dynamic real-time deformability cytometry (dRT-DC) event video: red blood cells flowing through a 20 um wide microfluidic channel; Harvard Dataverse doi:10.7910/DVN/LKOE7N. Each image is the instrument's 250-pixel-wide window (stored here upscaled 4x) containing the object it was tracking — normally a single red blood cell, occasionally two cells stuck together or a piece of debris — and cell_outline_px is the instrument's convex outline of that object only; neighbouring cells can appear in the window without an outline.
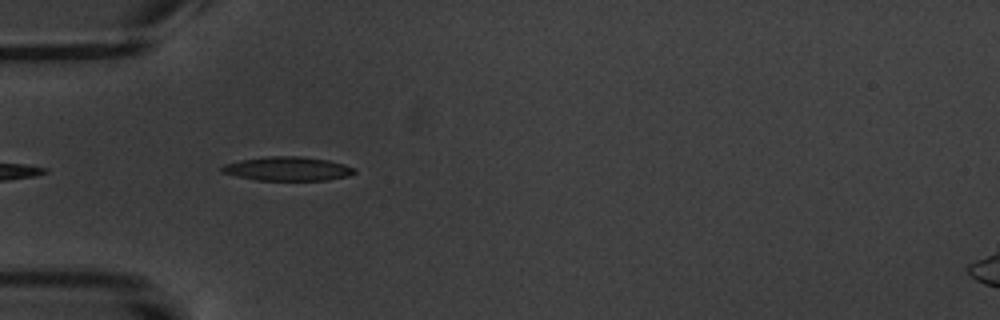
{"species": "common noctule bat (a hibernating species)", "species_latin": "Nyctalus noctula", "temperature_condition": "warm", "stored_images_in_passage": 7, "camera_frame_rate_fps": 3000, "um_per_image_px": 0.085, "animal": {"sex": "male", "body_mass_g": 20.1, "forearm_length_mm": 53.5}, "frame": {"image": 1, "passage_image": 5, "time_ms": 4.333, "image_size_px": [1000, 320], "cell_outline_px": [[356, 172], [348, 176], [324, 180], [256, 180], [236, 176], [220, 172], [220, 168], [224, 164], [240, 160], [264, 156], [300, 156], [328, 160], [344, 164], [356, 168]], "centroid_in_image_um": [24.42, 14.34], "position_along_channel_um": 60.6, "area_um2": 18.61}}
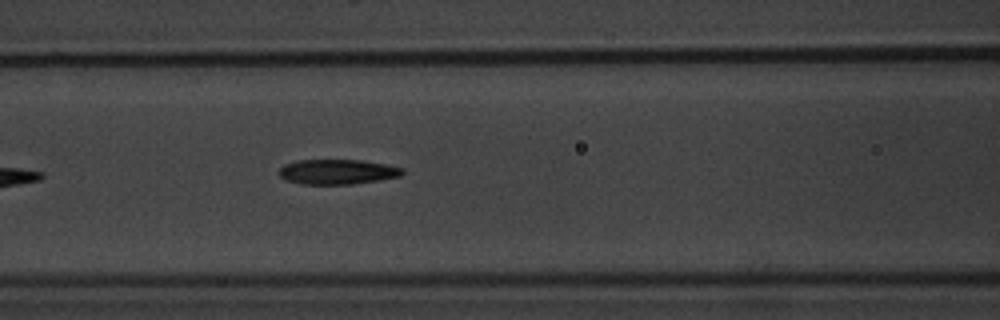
{"frame": {"image": 2, "passage_image": 7, "time_ms": 6.667, "image_size_px": [1000, 320], "cell_outline_px": [[404, 172], [400, 176], [380, 180], [352, 184], [300, 184], [288, 180], [280, 176], [280, 168], [284, 164], [296, 160], [360, 160], [384, 164], [404, 168]], "centroid_in_image_um": [28.69, 14.6], "position_along_channel_um": 137.9, "area_um2": 17.86}}